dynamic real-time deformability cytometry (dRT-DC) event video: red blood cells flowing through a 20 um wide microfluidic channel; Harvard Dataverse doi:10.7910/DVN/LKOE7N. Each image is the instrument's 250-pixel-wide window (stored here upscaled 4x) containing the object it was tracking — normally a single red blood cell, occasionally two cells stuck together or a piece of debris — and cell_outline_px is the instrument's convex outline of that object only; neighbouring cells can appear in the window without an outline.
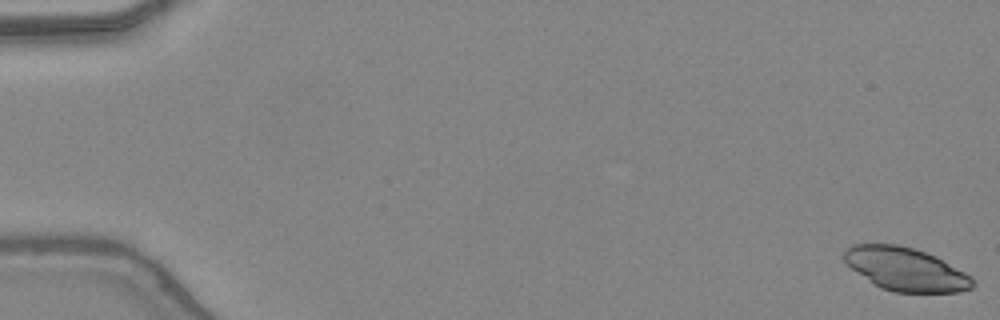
{"species": "common noctule bat (a hibernating species)", "species_latin": "Nyctalus noctula", "temperature_condition": "warm", "stored_images_in_passage": 48, "camera_frame_rate_fps": 3000, "um_per_image_px": 0.085, "animal": {"sex": "female", "body_mass_g": 24.6, "forearm_length_mm": 56.2}, "frame": {"image": 1, "passage_image": 1, "time_ms": 0.0, "image_size_px": [1000, 320], "cell_outline_px": [[976, 284], [972, 288], [960, 292], [896, 292], [880, 288], [844, 264], [844, 248], [852, 244], [896, 244], [912, 248], [936, 256], [972, 276]], "centroid_in_image_um": [76.97, 22.88], "position_along_channel_um": 8.0, "area_um2": 32.54}}